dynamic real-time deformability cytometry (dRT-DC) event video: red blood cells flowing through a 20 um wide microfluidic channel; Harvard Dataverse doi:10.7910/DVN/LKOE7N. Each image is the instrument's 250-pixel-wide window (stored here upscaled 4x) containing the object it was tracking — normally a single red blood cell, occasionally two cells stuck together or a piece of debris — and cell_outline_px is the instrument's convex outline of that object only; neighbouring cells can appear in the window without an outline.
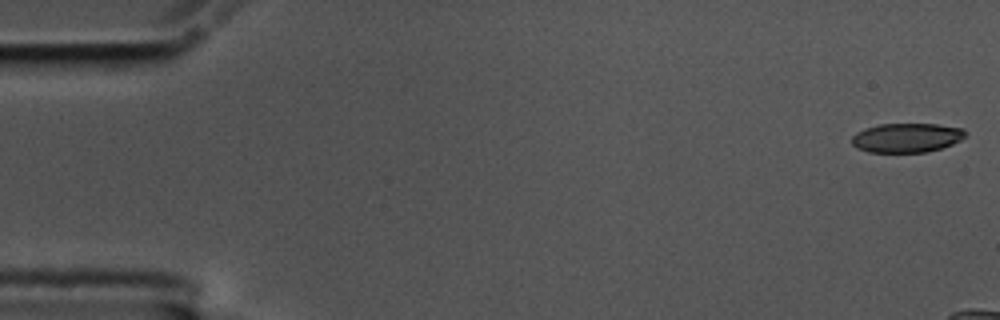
{"species": "common noctule bat (a hibernating species)", "species_latin": "Nyctalus noctula", "temperature_condition": "cold", "stored_images_in_passage": 50, "camera_frame_rate_fps": 3000, "um_per_image_px": 0.085, "animal": {"sex": "male", "body_mass_g": 17.5, "forearm_length_mm": 52.3}, "frame": {"image": 1, "passage_image": 1, "time_ms": 0.0, "image_size_px": [1000, 320], "cell_outline_px": [[968, 132], [960, 140], [952, 144], [928, 152], [868, 152], [856, 148], [852, 144], [852, 136], [856, 132], [864, 128], [880, 124], [936, 124], [964, 128]], "centroid_in_image_um": [77.06, 11.7], "position_along_channel_um": 7.9, "area_um2": 19.48}}
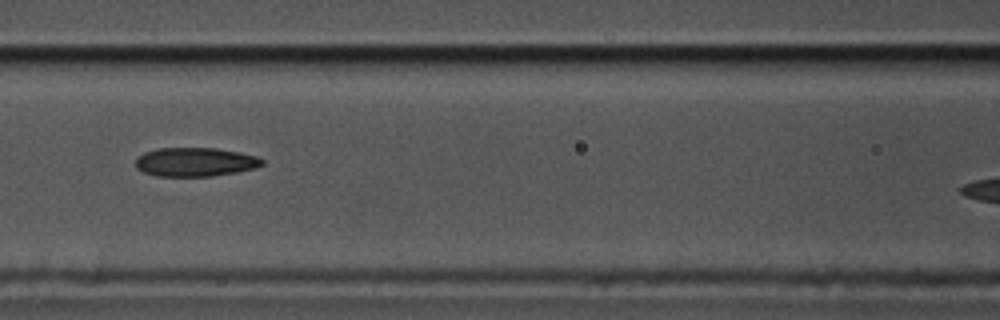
{"frame": {"image": 2, "passage_image": 25, "time_ms": 8.0, "image_size_px": [1000, 320], "cell_outline_px": [[264, 164], [256, 168], [236, 172], [212, 176], [156, 176], [144, 172], [136, 168], [136, 160], [144, 152], [160, 148], [216, 148], [240, 152], [256, 156], [264, 160]], "centroid_in_image_um": [16.62, 13.77], "position_along_channel_um": 150.0, "area_um2": 21.27}}
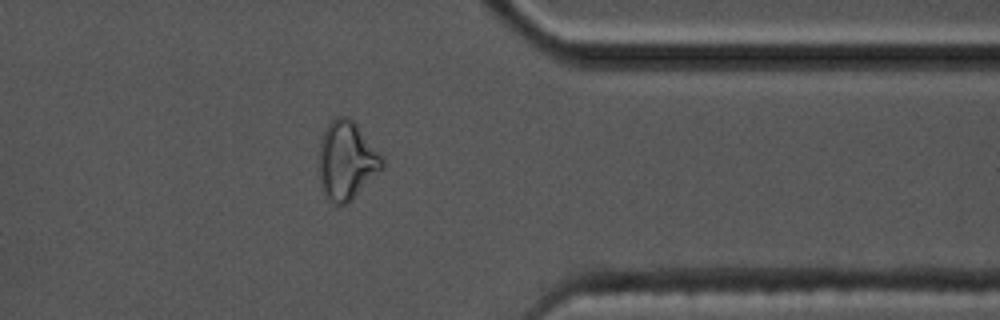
{"frame": {"image": 3, "passage_image": 46, "time_ms": 15.0, "image_size_px": [1000, 320], "cell_outline_px": [[384, 168], [352, 200], [344, 204], [336, 204], [324, 192], [320, 180], [320, 140], [328, 124], [336, 116], [348, 116], [356, 124], [384, 160]], "centroid_in_image_um": [29.48, 13.64], "position_along_channel_um": 381.9, "area_um2": 28.26}, "authors_computed_cell_mechanics": {"area_um2": 21.4149, "velocity_mm_per_s": 3.4713, "shape_relaxation_time_tau1_ms": null, "shape_relaxation_time_tau2_ms": 5.1238, "deformation_change_tau1": null, "deformation_change_tau2": 0.1303}}